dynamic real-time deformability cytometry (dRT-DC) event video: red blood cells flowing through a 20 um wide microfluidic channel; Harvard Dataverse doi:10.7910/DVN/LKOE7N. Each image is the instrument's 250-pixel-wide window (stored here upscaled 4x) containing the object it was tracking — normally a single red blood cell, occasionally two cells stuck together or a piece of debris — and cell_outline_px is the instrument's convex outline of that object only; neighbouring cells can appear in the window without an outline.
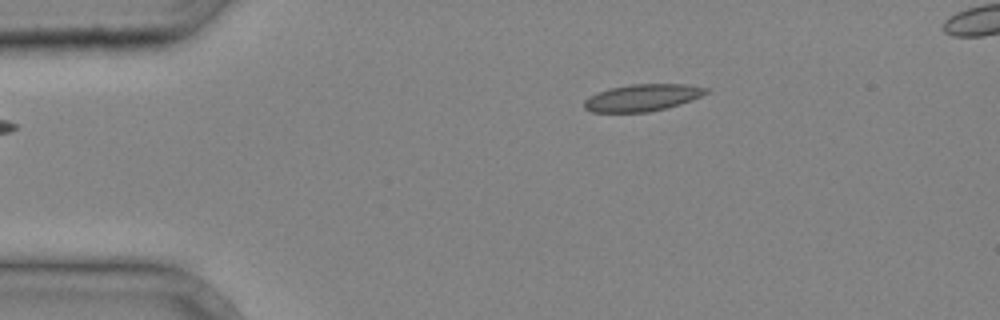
{"species": "common noctule bat (a hibernating species)", "species_latin": "Nyctalus noctula", "temperature_condition": "cold", "stored_images_in_passage": 3, "camera_frame_rate_fps": 3000, "um_per_image_px": 0.085, "animal": {"sex": "male", "body_mass_g": 20.4}, "frame": {"image": 1, "passage_image": 3, "time_ms": 0.667, "image_size_px": [1000, 320], "cell_outline_px": [[712, 92], [692, 100], [680, 104], [648, 112], [592, 112], [584, 108], [584, 100], [588, 96], [612, 88], [632, 84], [684, 84], [708, 88]], "centroid_in_image_um": [54.64, 8.3], "position_along_channel_um": 30.4, "area_um2": 19.07}}